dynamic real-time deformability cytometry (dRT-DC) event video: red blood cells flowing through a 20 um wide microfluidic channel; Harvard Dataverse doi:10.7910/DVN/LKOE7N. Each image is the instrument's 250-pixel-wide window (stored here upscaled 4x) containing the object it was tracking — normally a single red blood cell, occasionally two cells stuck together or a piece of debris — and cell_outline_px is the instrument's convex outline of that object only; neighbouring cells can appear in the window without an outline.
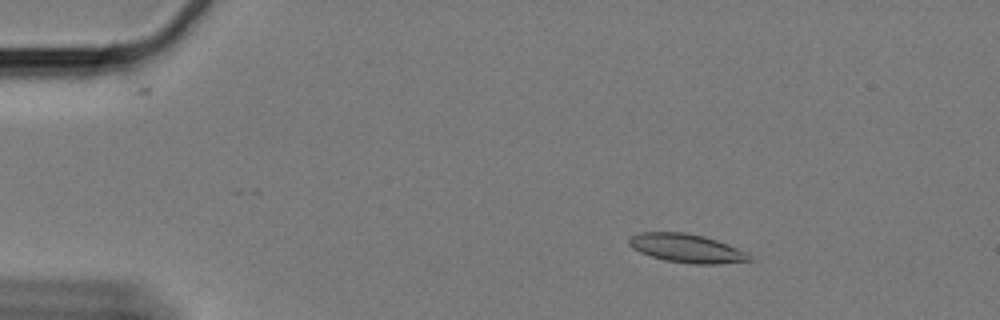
{"species": "Egyptian fruit bat (a non-hibernating species)", "species_latin": "Rousettus aegyptiacus", "temperature_condition": "cold", "stored_images_in_passage": 53, "camera_frame_rate_fps": 3000, "um_per_image_px": 0.085, "animal": {"sex": "female"}, "frame": {"image": 1, "passage_image": 1, "time_ms": 0.0, "image_size_px": [1000, 320], "cell_outline_px": [[756, 260], [720, 264], [692, 264], [664, 260], [640, 252], [632, 248], [628, 244], [628, 236], [640, 232], [684, 232], [704, 236], [716, 240], [748, 252]], "centroid_in_image_um": [58.38, 21.11], "position_along_channel_um": 26.6, "area_um2": 20.35}}
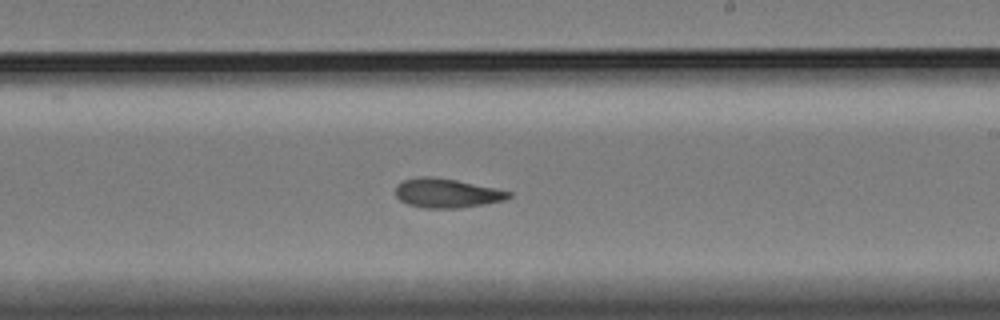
{"frame": {"image": 2, "passage_image": 28, "time_ms": 9.0, "image_size_px": [1000, 320], "cell_outline_px": [[512, 196], [504, 200], [488, 204], [460, 208], [424, 208], [408, 204], [400, 200], [396, 196], [396, 184], [404, 180], [420, 176], [432, 176], [456, 180], [512, 192]], "centroid_in_image_um": [37.97, 16.42], "position_along_channel_um": 251.0, "area_um2": 19.31}}
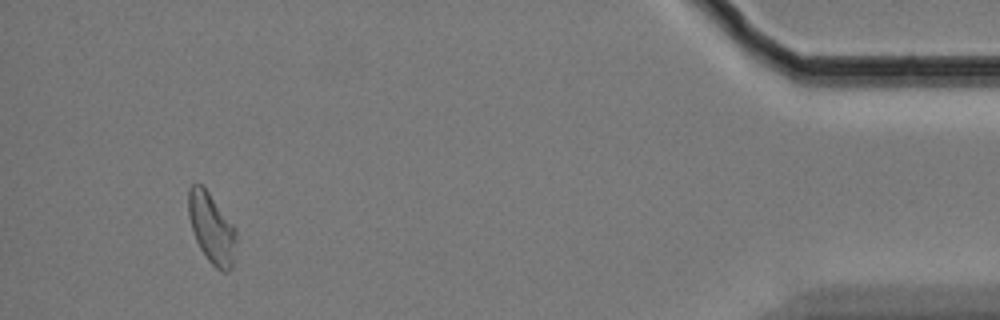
{"frame": {"image": 3, "passage_image": 49, "time_ms": 16.0, "image_size_px": [1000, 320], "cell_outline_px": [[236, 240], [232, 268], [228, 272], [220, 272], [208, 260], [200, 248], [196, 240], [188, 216], [188, 188], [192, 184], [200, 184], [208, 192], [232, 224], [236, 232]], "centroid_in_image_um": [17.97, 19.43], "position_along_channel_um": 417.2, "area_um2": 19.31}, "authors_computed_cell_mechanics": {"area_um2": 19.4786, "velocity_mm_per_s": 3.2723, "shape_relaxation_time_tau1_ms": 10.0483, "shape_relaxation_time_tau2_ms": 4.4581, "deformation_change_tau1": 0.1851, "deformation_change_tau2": 0.1074}}